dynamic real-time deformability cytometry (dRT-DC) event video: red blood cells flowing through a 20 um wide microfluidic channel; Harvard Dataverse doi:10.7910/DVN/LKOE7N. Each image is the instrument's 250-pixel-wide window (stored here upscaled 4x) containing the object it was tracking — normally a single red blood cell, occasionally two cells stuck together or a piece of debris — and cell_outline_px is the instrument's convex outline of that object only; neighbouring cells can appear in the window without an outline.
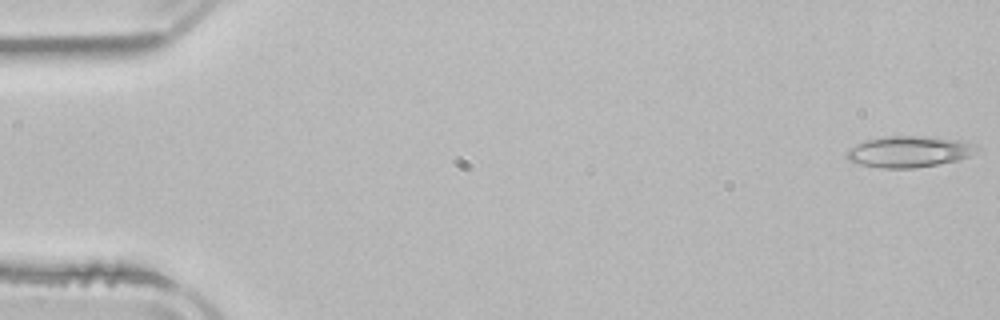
{"species": "common noctule bat (a hibernating species)", "species_latin": "Nyctalus noctula", "temperature_condition": "room temperature", "stored_images_in_passage": 4, "camera_frame_rate_fps": 3000, "um_per_image_px": 0.085, "animal": {"sex": "male", "body_mass_g": 21.5, "forearm_length_mm": 52.0}, "frame": {"image": 1, "passage_image": 1, "time_ms": 0.0, "image_size_px": [1000, 320], "cell_outline_px": [[980, 148], [968, 156], [960, 160], [912, 168], [884, 168], [860, 164], [848, 160], [848, 148], [864, 140], [884, 136], [936, 136], [960, 140], [972, 144]], "centroid_in_image_um": [77.27, 12.87], "position_along_channel_um": 7.7, "area_um2": 23.64}}
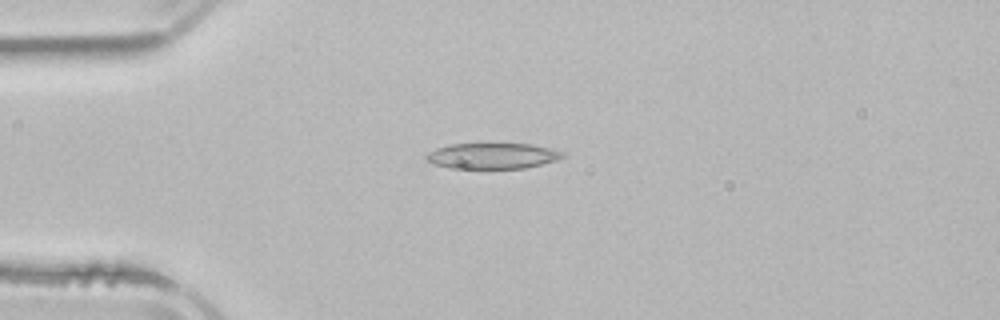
{"frame": {"image": 2, "passage_image": 4, "time_ms": 4.0, "image_size_px": [1000, 320], "cell_outline_px": [[564, 156], [556, 160], [524, 168], [448, 168], [432, 164], [424, 160], [424, 156], [428, 152], [436, 148], [452, 144], [532, 144], [564, 152]], "centroid_in_image_um": [41.78, 13.25], "position_along_channel_um": 43.2, "area_um2": 20.4}}